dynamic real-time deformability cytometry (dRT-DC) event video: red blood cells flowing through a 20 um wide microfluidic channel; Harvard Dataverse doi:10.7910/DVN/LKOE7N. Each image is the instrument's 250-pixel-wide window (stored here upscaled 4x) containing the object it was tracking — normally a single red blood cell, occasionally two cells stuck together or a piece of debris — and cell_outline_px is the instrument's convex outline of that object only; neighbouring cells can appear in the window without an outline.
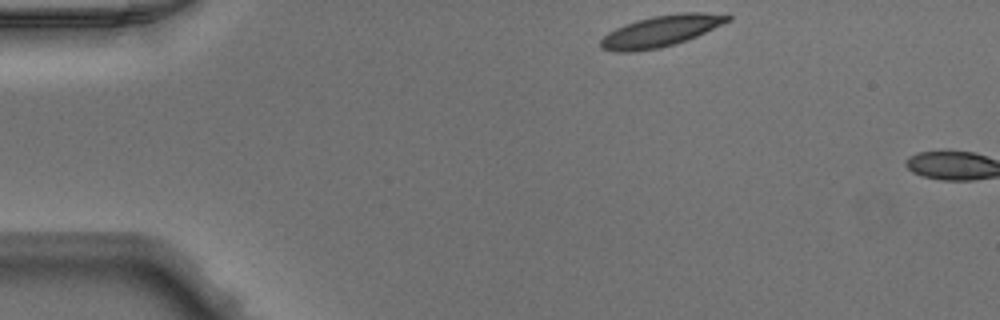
{"species": "Egyptian fruit bat (a non-hibernating species)", "species_latin": "Rousettus aegyptiacus", "temperature_condition": "warm", "stored_images_in_passage": 3, "camera_frame_rate_fps": 3000, "um_per_image_px": 0.085, "animal": {"sex": "male"}, "frame": {"image": 1, "passage_image": 1, "time_ms": 0.0, "image_size_px": [1000, 320], "cell_outline_px": [[732, 20], [696, 36], [676, 44], [660, 48], [632, 52], [612, 52], [600, 48], [600, 40], [608, 32], [624, 24], [636, 20], [652, 16], [680, 12], [700, 12], [732, 16]], "centroid_in_image_um": [56.13, 2.65], "position_along_channel_um": 28.9, "area_um2": 23.24}}